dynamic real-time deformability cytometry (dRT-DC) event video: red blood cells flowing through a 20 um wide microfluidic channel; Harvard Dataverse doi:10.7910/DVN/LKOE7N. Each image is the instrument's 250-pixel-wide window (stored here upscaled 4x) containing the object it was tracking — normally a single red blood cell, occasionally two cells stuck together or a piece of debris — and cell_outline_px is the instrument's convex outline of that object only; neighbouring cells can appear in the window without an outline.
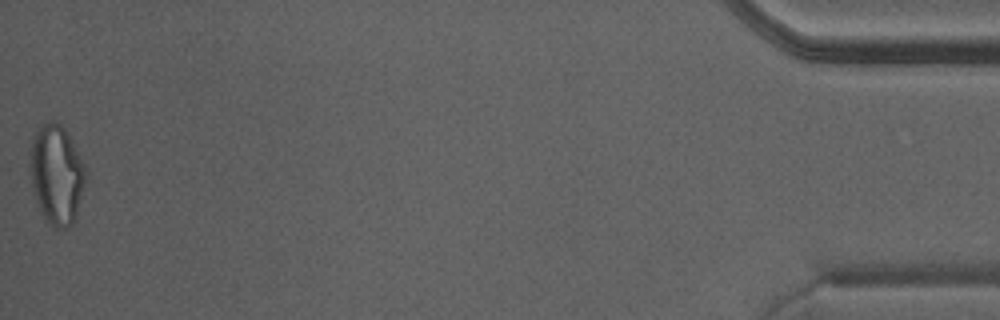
{"species": "Egyptian fruit bat (a non-hibernating species)", "species_latin": "Rousettus aegyptiacus", "temperature_condition": "warm", "stored_images_in_passage": 39, "camera_frame_rate_fps": 3000, "um_per_image_px": 0.085, "animal": {"sex": "male"}, "frame": {"image": 1, "passage_image": 39, "time_ms": 12.667, "image_size_px": [1000, 320], "cell_outline_px": [[88, 172], [76, 220], [72, 224], [64, 228], [56, 228], [48, 224], [36, 200], [32, 184], [28, 164], [28, 152], [32, 136], [48, 120], [56, 120], [64, 128], [84, 164]], "centroid_in_image_um": [4.8, 14.83], "position_along_channel_um": 430.4, "area_um2": 32.66}}